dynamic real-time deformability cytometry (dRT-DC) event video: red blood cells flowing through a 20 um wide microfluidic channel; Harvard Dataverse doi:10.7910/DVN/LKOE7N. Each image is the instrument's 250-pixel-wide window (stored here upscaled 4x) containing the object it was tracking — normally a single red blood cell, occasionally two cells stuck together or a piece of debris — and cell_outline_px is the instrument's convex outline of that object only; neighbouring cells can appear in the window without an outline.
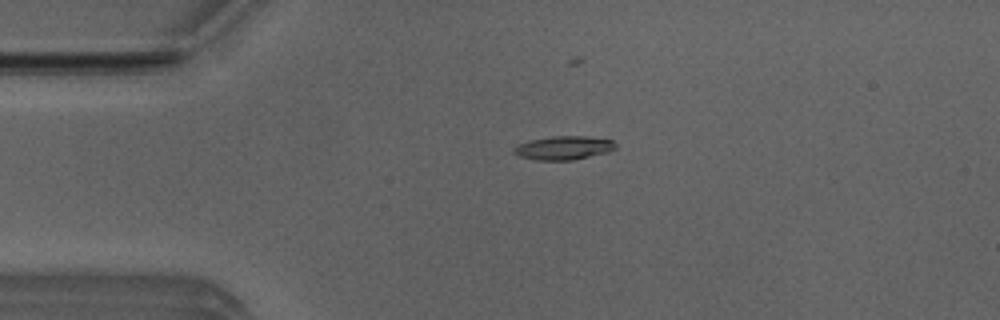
{"species": "Egyptian fruit bat (a non-hibernating species)", "species_latin": "Rousettus aegyptiacus", "temperature_condition": "room temperature", "stored_images_in_passage": 6, "camera_frame_rate_fps": 3000, "um_per_image_px": 0.085, "animal": {"sex": "male"}, "frame": {"image": 1, "passage_image": 4, "time_ms": 1.0, "image_size_px": [1000, 320], "cell_outline_px": [[616, 148], [608, 152], [572, 160], [536, 160], [520, 156], [512, 152], [512, 148], [520, 144], [532, 140], [552, 136], [584, 136], [612, 140], [616, 144]], "centroid_in_image_um": [47.91, 12.57], "position_along_channel_um": 37.1, "area_um2": 13.87}}